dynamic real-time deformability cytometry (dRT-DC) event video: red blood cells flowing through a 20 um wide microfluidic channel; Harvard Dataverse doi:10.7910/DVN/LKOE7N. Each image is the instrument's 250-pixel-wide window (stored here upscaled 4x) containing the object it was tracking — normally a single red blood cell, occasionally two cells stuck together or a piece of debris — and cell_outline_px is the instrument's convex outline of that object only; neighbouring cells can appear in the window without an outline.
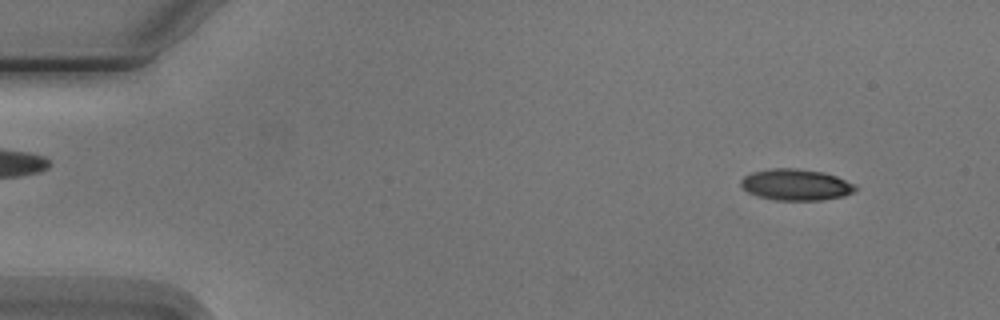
{"species": "Egyptian fruit bat (a non-hibernating species)", "species_latin": "Rousettus aegyptiacus", "temperature_condition": "cold", "stored_images_in_passage": 4, "camera_frame_rate_fps": 3000, "um_per_image_px": 0.085, "animal": {"sex": "male"}, "frame": {"image": 1, "passage_image": 1, "time_ms": 0.0, "image_size_px": [1000, 320], "cell_outline_px": [[856, 188], [852, 192], [844, 196], [820, 200], [776, 200], [760, 196], [748, 192], [740, 184], [740, 180], [744, 176], [752, 172], [772, 168], [796, 168], [824, 172], [836, 176], [856, 184]], "centroid_in_image_um": [67.66, 15.69], "position_along_channel_um": 17.3, "area_um2": 20.81}}
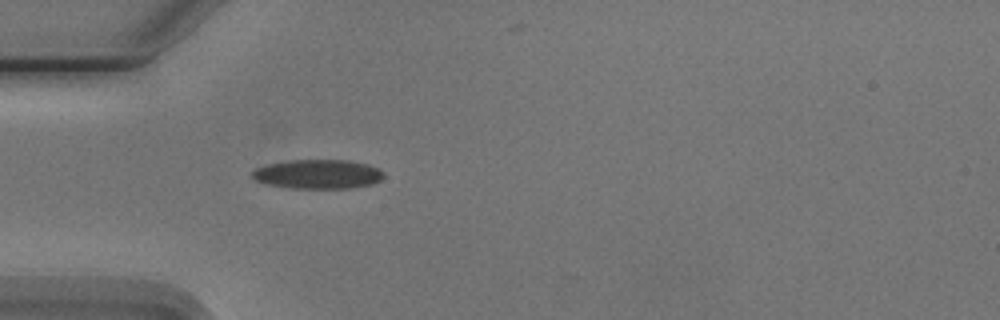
{"frame": {"image": 2, "passage_image": 4, "time_ms": 3.667, "image_size_px": [1000, 320], "cell_outline_px": [[384, 176], [380, 180], [372, 184], [352, 188], [292, 188], [268, 184], [256, 180], [252, 176], [252, 172], [256, 168], [268, 164], [288, 160], [348, 160], [368, 164], [384, 172]], "centroid_in_image_um": [27.04, 14.8], "position_along_channel_um": 58.0, "area_um2": 22.31}}